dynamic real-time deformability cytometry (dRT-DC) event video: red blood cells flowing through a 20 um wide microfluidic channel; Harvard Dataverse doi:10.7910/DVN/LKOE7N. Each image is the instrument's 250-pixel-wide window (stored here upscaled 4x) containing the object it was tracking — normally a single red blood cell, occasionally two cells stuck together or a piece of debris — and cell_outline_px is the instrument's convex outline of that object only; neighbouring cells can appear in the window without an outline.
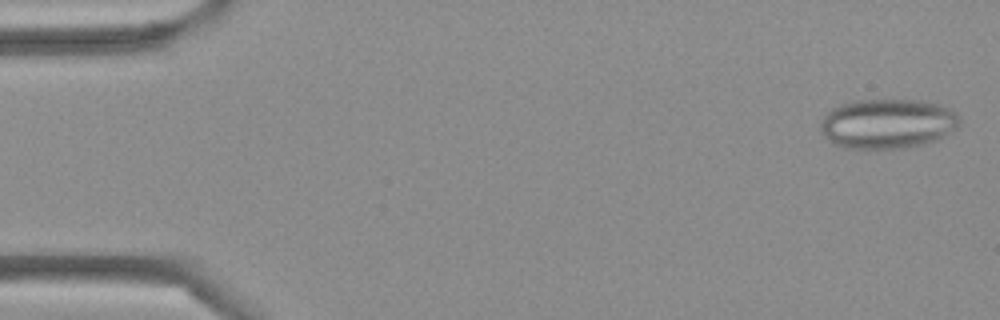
{"species": "Egyptian fruit bat (a non-hibernating species)", "species_latin": "Rousettus aegyptiacus", "temperature_condition": "cold", "stored_images_in_passage": 5, "camera_frame_rate_fps": 3000, "um_per_image_px": 0.085, "frame": {"image": 1, "passage_image": 5, "time_ms": 1.333, "image_size_px": [1000, 320], "cell_outline_px": [[960, 124], [956, 128], [944, 136], [936, 140], [924, 144], [908, 148], [844, 148], [832, 144], [820, 132], [820, 124], [824, 116], [832, 108], [840, 104], [856, 100], [920, 100], [936, 104], [948, 108], [956, 112], [960, 116]], "centroid_in_image_um": [75.43, 10.52], "position_along_channel_um": 9.6, "area_um2": 40.58}}